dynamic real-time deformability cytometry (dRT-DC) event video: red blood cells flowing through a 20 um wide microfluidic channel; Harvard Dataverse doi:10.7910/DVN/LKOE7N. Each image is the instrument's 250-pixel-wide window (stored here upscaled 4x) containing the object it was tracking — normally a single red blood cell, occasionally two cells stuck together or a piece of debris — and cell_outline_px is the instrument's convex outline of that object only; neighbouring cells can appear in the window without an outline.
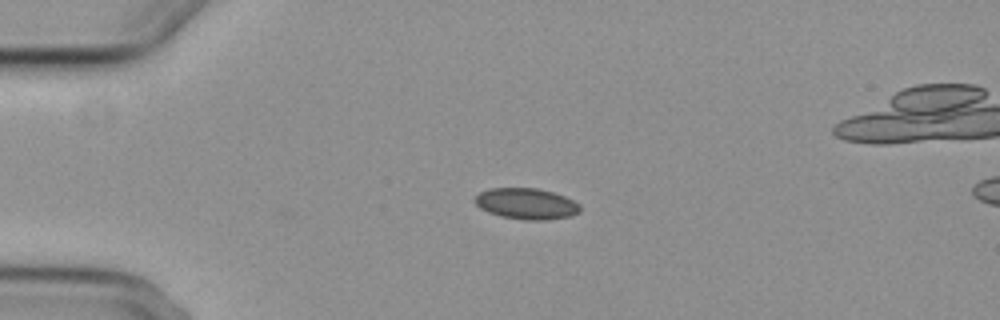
{"species": "common noctule bat (a hibernating species)", "species_latin": "Nyctalus noctula", "temperature_condition": "cold", "stored_images_in_passage": 4, "camera_frame_rate_fps": 3000, "um_per_image_px": 0.085, "animal": {"sex": "female", "body_mass_g": 29.2, "forearm_length_mm": 56.3}, "frame": {"image": 1, "passage_image": 2, "time_ms": 2.333, "image_size_px": [1000, 320], "cell_outline_px": [[580, 212], [572, 216], [544, 220], [524, 220], [500, 216], [488, 212], [480, 208], [472, 200], [480, 192], [488, 188], [536, 188], [552, 192], [564, 196], [580, 204]], "centroid_in_image_um": [44.73, 17.32], "position_along_channel_um": 40.3, "area_um2": 19.13}}